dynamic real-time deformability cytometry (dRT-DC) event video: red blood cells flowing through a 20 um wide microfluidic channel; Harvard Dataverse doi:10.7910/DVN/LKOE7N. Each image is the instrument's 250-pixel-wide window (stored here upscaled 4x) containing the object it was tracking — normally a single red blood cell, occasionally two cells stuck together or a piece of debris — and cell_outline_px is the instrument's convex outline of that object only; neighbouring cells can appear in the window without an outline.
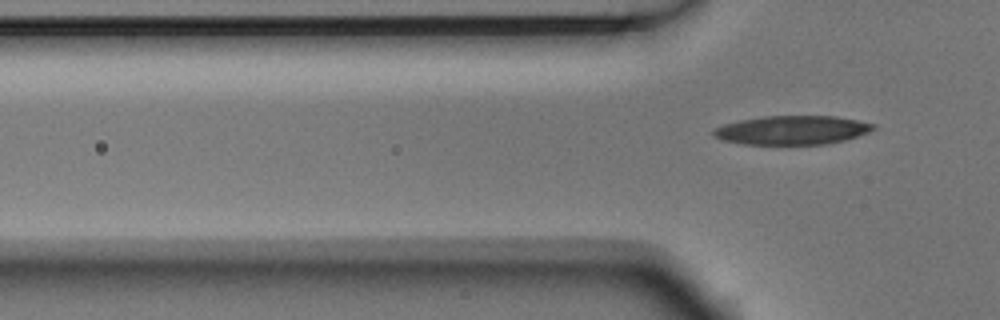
{"species": "Egyptian fruit bat (a non-hibernating species)", "species_latin": "Rousettus aegyptiacus", "temperature_condition": "room temperature", "stored_images_in_passage": 6, "segment_of_instrument_passage": [2, 2], "camera_frame_rate_fps": 3000, "um_per_image_px": 0.085, "animal": {"sex": "male"}, "frame": {"image": 1, "passage_image": 6, "time_ms": 1.667, "image_size_px": [1000, 320], "cell_outline_px": [[876, 128], [868, 132], [844, 140], [824, 144], [744, 144], [724, 140], [712, 136], [712, 132], [716, 128], [724, 124], [740, 120], [764, 116], [836, 116], [876, 124]], "centroid_in_image_um": [67.33, 11.05], "position_along_channel_um": 58.5, "area_um2": 26.7}}